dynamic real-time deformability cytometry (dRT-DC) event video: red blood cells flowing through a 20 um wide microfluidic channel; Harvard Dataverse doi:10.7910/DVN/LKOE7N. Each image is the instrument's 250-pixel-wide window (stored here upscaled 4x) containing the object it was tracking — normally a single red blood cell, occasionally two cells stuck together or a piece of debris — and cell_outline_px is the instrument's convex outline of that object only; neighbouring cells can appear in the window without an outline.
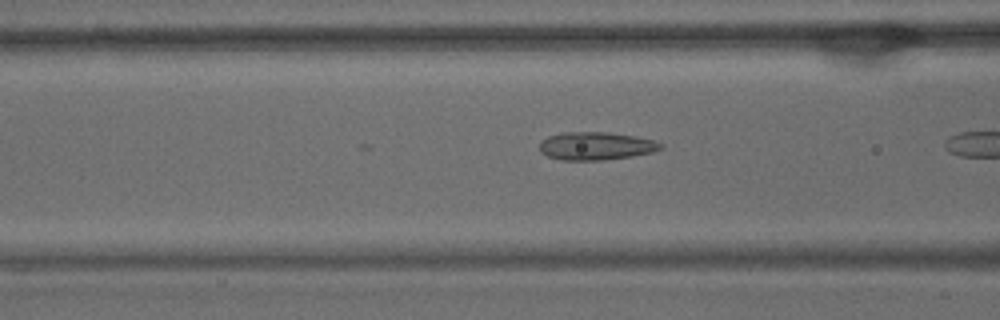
{"species": "common noctule bat (a hibernating species)", "species_latin": "Nyctalus noctula", "temperature_condition": "warm", "stored_images_in_passage": 10, "camera_frame_rate_fps": 3000, "um_per_image_px": 0.085, "animal": {"sex": "male", "body_mass_g": 15.6}, "frame": {"image": 1, "passage_image": 9, "time_ms": 2.667, "image_size_px": [1000, 320], "cell_outline_px": [[664, 148], [652, 152], [632, 156], [600, 160], [564, 160], [548, 156], [540, 152], [540, 140], [548, 136], [564, 132], [608, 132], [636, 136], [652, 140], [664, 144]], "centroid_in_image_um": [50.66, 12.4], "position_along_channel_um": 115.9, "area_um2": 19.77}}